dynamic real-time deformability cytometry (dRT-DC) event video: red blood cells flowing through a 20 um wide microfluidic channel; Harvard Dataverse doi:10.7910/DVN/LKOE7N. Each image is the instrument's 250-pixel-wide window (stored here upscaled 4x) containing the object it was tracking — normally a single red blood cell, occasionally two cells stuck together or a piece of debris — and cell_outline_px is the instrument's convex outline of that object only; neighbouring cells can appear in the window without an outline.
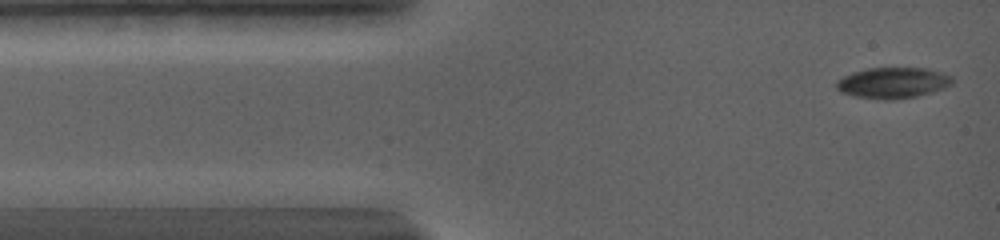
{"species": "common noctule bat (a hibernating species)", "species_latin": "Nyctalus noctula", "temperature_condition": "warm", "stored_images_in_passage": 41, "camera_frame_rate_fps": 5000, "um_per_image_px": 0.085, "animal": {"sex": "female", "body_mass_g": 19.0, "forearm_length_mm": 56.7}, "frame": {"image": 1, "passage_image": 1, "time_ms": 0.0, "image_size_px": [1000, 240], "cell_outline_px": [[952, 84], [944, 88], [932, 92], [916, 96], [892, 100], [852, 96], [840, 92], [836, 88], [836, 80], [852, 72], [868, 68], [928, 68], [952, 76]], "centroid_in_image_um": [75.87, 7.04], "position_along_channel_um": 9.1, "area_um2": 20.87}}
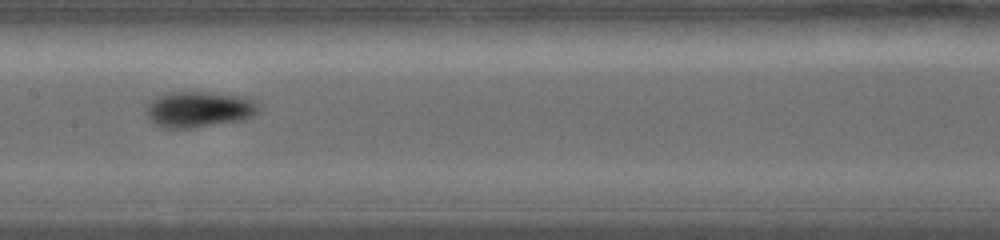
{"frame": {"image": 2, "passage_image": 18, "time_ms": 6.6, "image_size_px": [1000, 240], "cell_outline_px": [[260, 108], [252, 116], [240, 120], [192, 128], [164, 128], [152, 124], [148, 120], [144, 112], [148, 104], [156, 96], [168, 92], [208, 92], [252, 96]], "centroid_in_image_um": [16.89, 9.28], "position_along_channel_um": 190.5, "area_um2": 23.99}}
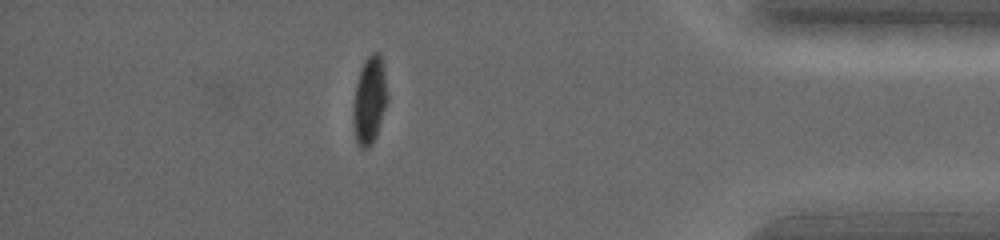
{"frame": {"image": 3, "passage_image": 35, "time_ms": 13.4, "image_size_px": [1000, 240], "cell_outline_px": [[388, 100], [376, 136], [372, 144], [368, 148], [360, 148], [356, 140], [352, 124], [352, 104], [356, 84], [364, 60], [372, 52], [380, 52], [384, 64], [388, 96]], "centroid_in_image_um": [31.41, 8.51], "position_along_channel_um": 403.8, "area_um2": 17.92}, "authors_computed_cell_mechanics": {"area_um2": 21.097, "velocity_mm_per_s": 3.7086, "shape_relaxation_time_tau1_ms": 1.8032, "shape_relaxation_time_tau2_ms": 5.3673, "deformation_change_tau1": 0.1094, "deformation_change_tau2": 0.0608}}